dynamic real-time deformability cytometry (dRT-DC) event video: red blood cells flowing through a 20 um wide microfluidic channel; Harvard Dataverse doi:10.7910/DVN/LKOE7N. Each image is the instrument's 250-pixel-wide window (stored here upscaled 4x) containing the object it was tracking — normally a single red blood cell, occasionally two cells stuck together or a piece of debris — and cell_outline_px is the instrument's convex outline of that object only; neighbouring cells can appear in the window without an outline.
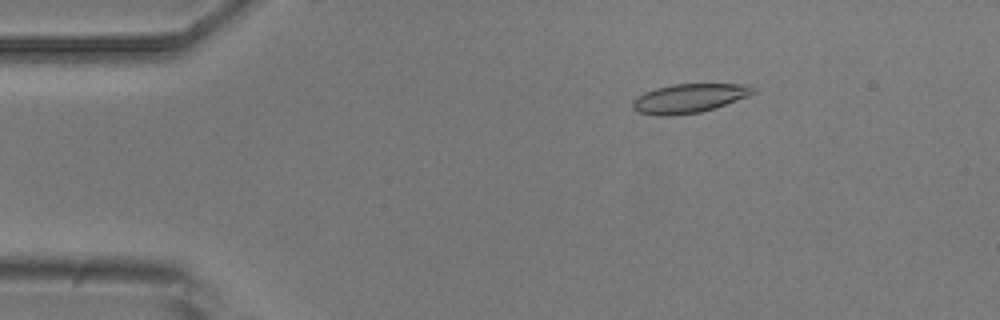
{"species": "common noctule bat (a hibernating species)", "species_latin": "Nyctalus noctula", "temperature_condition": "room temperature", "stored_images_in_passage": 3, "camera_frame_rate_fps": 3000, "um_per_image_px": 0.085, "animal": {"sex": "male", "body_mass_g": 20.5, "forearm_length_mm": 52.5}, "frame": {"image": 1, "passage_image": 1, "time_ms": 0.0, "image_size_px": [1000, 320], "cell_outline_px": [[756, 92], [748, 96], [716, 108], [700, 112], [672, 116], [656, 116], [636, 112], [632, 108], [632, 100], [636, 96], [644, 92], [656, 88], [672, 84], [752, 84], [756, 88]], "centroid_in_image_um": [58.56, 8.36], "position_along_channel_um": 26.4, "area_um2": 20.81}}